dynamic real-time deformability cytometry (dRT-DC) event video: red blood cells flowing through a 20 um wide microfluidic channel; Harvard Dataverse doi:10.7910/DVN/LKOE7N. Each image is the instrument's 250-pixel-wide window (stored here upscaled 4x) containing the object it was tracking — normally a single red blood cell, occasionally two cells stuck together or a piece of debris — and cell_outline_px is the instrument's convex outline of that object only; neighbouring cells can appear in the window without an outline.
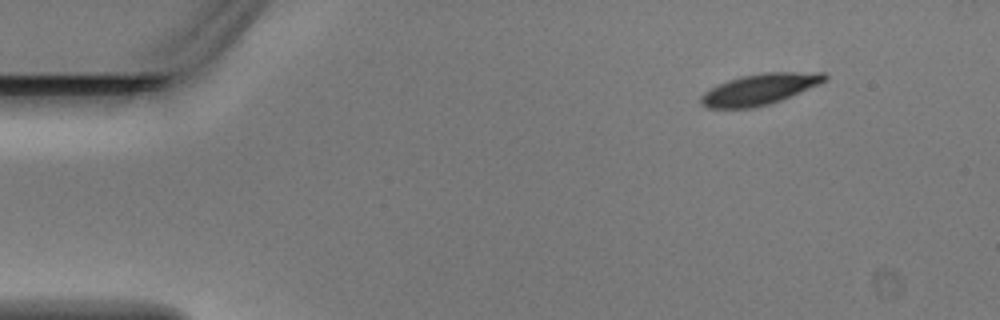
{"species": "Egyptian fruit bat (a non-hibernating species)", "species_latin": "Rousettus aegyptiacus", "temperature_condition": "warm", "stored_images_in_passage": 3, "camera_frame_rate_fps": 3000, "um_per_image_px": 0.085, "animal": {"sex": "male"}, "frame": {"image": 1, "passage_image": 1, "time_ms": 0.0, "image_size_px": [1000, 320], "cell_outline_px": [[828, 76], [820, 84], [780, 100], [768, 104], [752, 108], [708, 108], [700, 104], [700, 96], [704, 92], [728, 80], [740, 76], [764, 72], [824, 72]], "centroid_in_image_um": [64.56, 7.58], "position_along_channel_um": 20.4, "area_um2": 22.2}}